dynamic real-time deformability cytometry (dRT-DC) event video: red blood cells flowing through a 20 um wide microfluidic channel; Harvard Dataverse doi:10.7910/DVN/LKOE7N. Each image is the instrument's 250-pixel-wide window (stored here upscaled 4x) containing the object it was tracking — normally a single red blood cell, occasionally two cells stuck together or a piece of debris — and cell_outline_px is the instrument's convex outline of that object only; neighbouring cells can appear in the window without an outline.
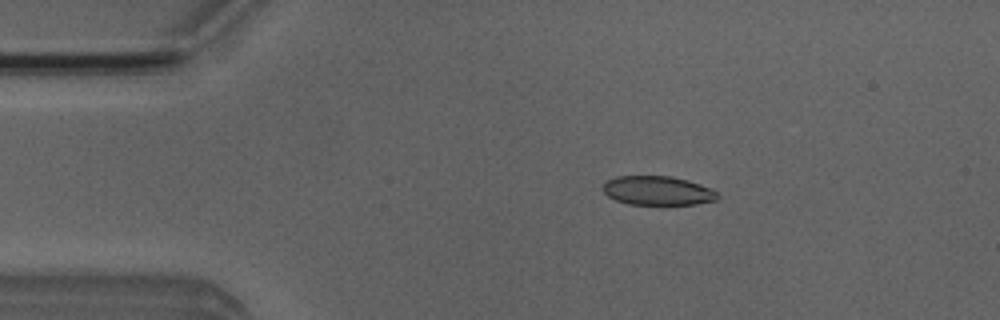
{"species": "Egyptian fruit bat (a non-hibernating species)", "species_latin": "Rousettus aegyptiacus", "temperature_condition": "room temperature", "stored_images_in_passage": 3, "camera_frame_rate_fps": 3000, "um_per_image_px": 0.085, "animal": {"sex": "male"}, "frame": {"image": 1, "passage_image": 1, "time_ms": 0.0, "image_size_px": [1000, 320], "cell_outline_px": [[720, 196], [716, 200], [696, 204], [628, 204], [616, 200], [608, 196], [604, 192], [604, 184], [608, 180], [616, 176], [672, 176], [688, 180], [700, 184], [716, 192]], "centroid_in_image_um": [55.9, 16.2], "position_along_channel_um": 29.1, "area_um2": 19.25}}